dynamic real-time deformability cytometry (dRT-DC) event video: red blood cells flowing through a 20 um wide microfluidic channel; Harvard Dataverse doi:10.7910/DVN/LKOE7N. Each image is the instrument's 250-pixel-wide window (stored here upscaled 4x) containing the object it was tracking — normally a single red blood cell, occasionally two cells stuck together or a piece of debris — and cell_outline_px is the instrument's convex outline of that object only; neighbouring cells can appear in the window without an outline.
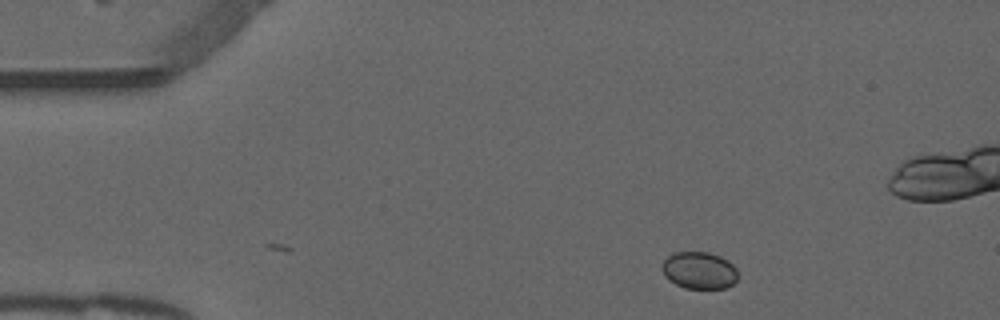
{"species": "common noctule bat (a hibernating species)", "species_latin": "Nyctalus noctula", "temperature_condition": "warm", "stored_images_in_passage": 4, "camera_frame_rate_fps": 3000, "um_per_image_px": 0.085, "animal": {"sex": "male", "forearm_length_mm": 52.5}, "frame": {"image": 1, "passage_image": 4, "time_ms": 1.0, "image_size_px": [1000, 320], "cell_outline_px": [[736, 280], [732, 284], [724, 288], [684, 288], [668, 280], [664, 276], [660, 268], [664, 260], [668, 256], [676, 252], [708, 252], [720, 256], [728, 260], [736, 268]], "centroid_in_image_um": [59.4, 22.98], "position_along_channel_um": 25.6, "area_um2": 16.42}}